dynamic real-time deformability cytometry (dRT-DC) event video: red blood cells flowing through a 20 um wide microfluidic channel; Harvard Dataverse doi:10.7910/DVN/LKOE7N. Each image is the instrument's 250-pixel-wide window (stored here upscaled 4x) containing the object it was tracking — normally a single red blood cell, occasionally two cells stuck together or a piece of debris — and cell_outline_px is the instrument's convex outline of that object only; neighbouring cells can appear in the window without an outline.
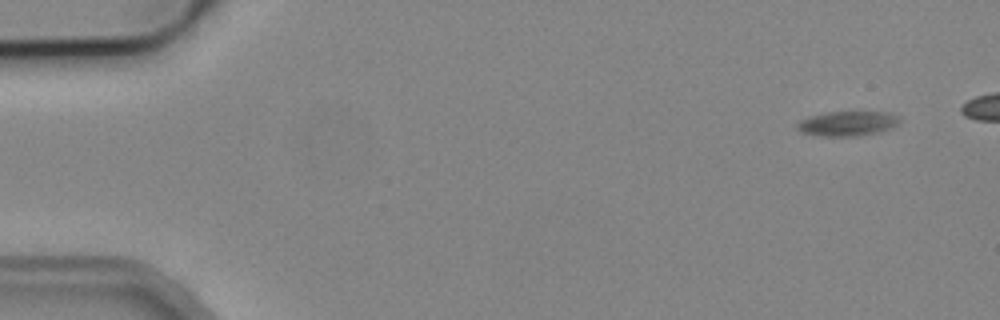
{"species": "common noctule bat (a hibernating species)", "species_latin": "Nyctalus noctula", "temperature_condition": "cold", "stored_images_in_passage": 2, "camera_frame_rate_fps": 3000, "um_per_image_px": 0.085, "animal": {"sex": "male", "body_mass_g": 19.2, "forearm_length_mm": 51.8}, "frame": {"image": 1, "passage_image": 1, "time_ms": 0.0, "image_size_px": [1000, 320], "cell_outline_px": [[900, 120], [892, 128], [880, 132], [856, 136], [816, 136], [800, 132], [796, 128], [796, 124], [800, 120], [812, 116], [828, 112], [892, 112], [900, 116]], "centroid_in_image_um": [72.05, 10.51], "position_along_channel_um": 13.0, "area_um2": 14.91}}